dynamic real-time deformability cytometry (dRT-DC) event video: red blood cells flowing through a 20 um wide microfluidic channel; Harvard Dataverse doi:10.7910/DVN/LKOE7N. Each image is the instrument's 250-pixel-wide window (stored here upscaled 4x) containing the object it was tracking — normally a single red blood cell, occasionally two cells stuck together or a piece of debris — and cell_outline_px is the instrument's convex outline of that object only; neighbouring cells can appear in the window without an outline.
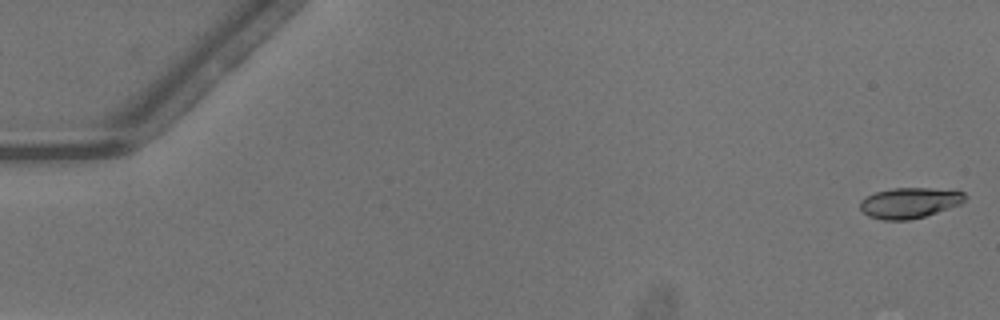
{"species": "common noctule bat (a hibernating species)", "species_latin": "Nyctalus noctula", "temperature_condition": "warm", "stored_images_in_passage": 51, "camera_frame_rate_fps": 3000, "um_per_image_px": 0.085, "animal": {"sex": "male", "body_mass_g": 13.3}, "frame": {"image": 1, "passage_image": 1, "time_ms": 0.0, "image_size_px": [1000, 320], "cell_outline_px": [[968, 196], [960, 204], [924, 216], [908, 220], [884, 220], [868, 216], [860, 208], [860, 200], [876, 192], [892, 188], [932, 188], [964, 192]], "centroid_in_image_um": [77.3, 17.24], "position_along_channel_um": 7.7, "area_um2": 18.5}}
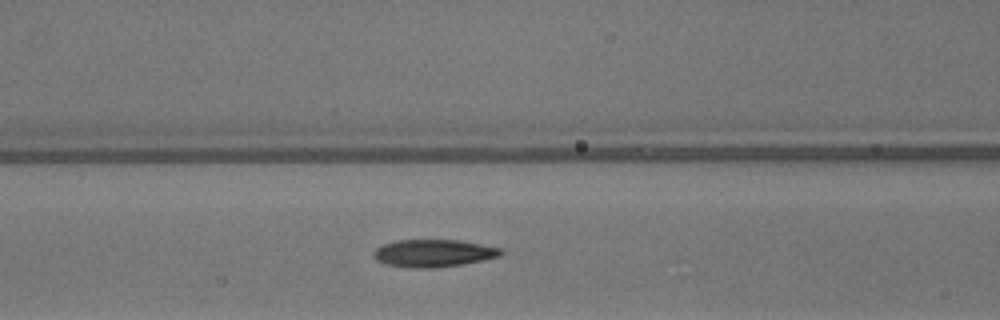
{"frame": {"image": 2, "passage_image": 22, "time_ms": 7.0, "image_size_px": [1000, 320], "cell_outline_px": [[504, 252], [500, 256], [484, 260], [460, 264], [432, 268], [408, 268], [388, 264], [376, 260], [372, 256], [372, 252], [376, 248], [384, 244], [396, 240], [460, 240], [504, 248]], "centroid_in_image_um": [36.86, 21.51], "position_along_channel_um": 129.7, "area_um2": 20.52}}
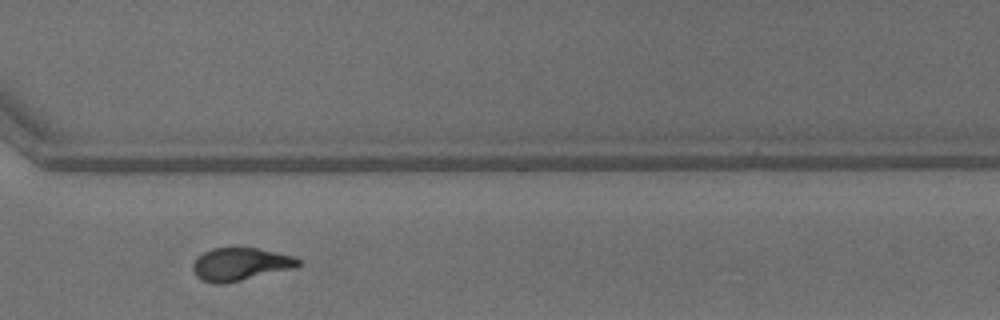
{"frame": {"image": 3, "passage_image": 38, "time_ms": 12.333, "image_size_px": [1000, 320], "cell_outline_px": [[300, 264], [296, 268], [224, 284], [212, 284], [200, 280], [196, 276], [192, 268], [192, 264], [204, 252], [212, 248], [256, 248], [292, 256], [300, 260]], "centroid_in_image_um": [20.41, 22.48], "position_along_channel_um": 350.2, "area_um2": 20.11}, "authors_computed_cell_mechanics": {"area_um2": 19.8832, "velocity_mm_per_s": 4.1337, "shape_relaxation_time_tau1_ms": 3.8176, "shape_relaxation_time_tau2_ms": 1.6864, "deformation_change_tau1": 0.1779, "deformation_change_tau2": 0.0986}}